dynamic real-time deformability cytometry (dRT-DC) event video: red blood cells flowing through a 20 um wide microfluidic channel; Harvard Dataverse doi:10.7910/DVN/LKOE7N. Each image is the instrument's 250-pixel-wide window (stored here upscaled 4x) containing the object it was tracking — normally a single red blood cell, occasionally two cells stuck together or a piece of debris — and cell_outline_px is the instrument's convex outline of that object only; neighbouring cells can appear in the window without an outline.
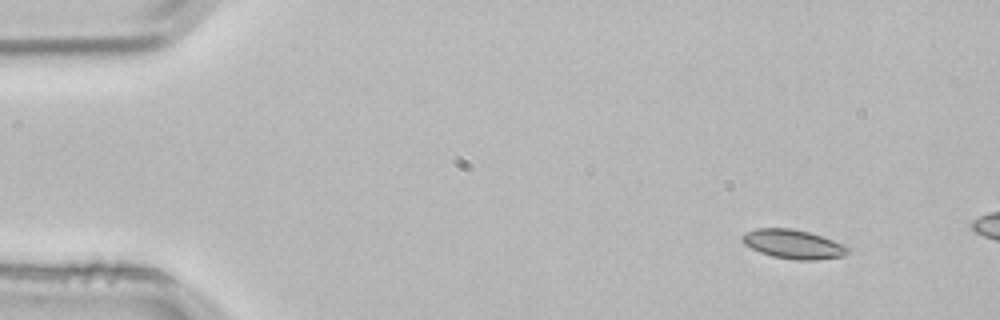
{"species": "common noctule bat (a hibernating species)", "species_latin": "Nyctalus noctula", "temperature_condition": "room temperature", "stored_images_in_passage": 2, "camera_frame_rate_fps": 3000, "um_per_image_px": 0.085, "animal": {"sex": "male", "body_mass_g": 21.5, "forearm_length_mm": 52.0}, "frame": {"image": 1, "passage_image": 1, "time_ms": 0.0, "image_size_px": [1000, 320], "cell_outline_px": [[852, 248], [848, 252], [840, 256], [816, 260], [796, 260], [772, 256], [760, 252], [744, 244], [740, 240], [740, 236], [744, 232], [756, 228], [792, 228], [808, 232], [832, 240]], "centroid_in_image_um": [67.37, 20.74], "position_along_channel_um": 17.6, "area_um2": 17.86}}